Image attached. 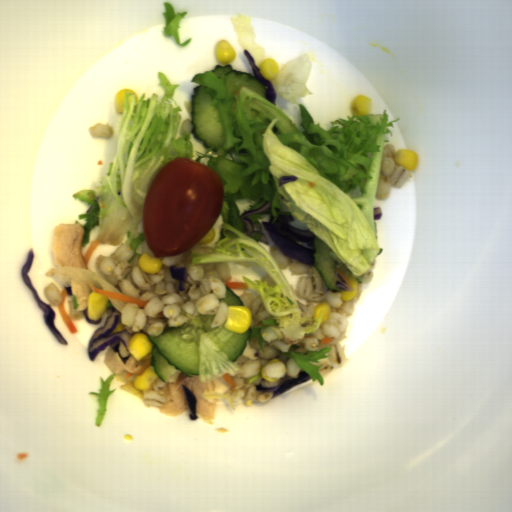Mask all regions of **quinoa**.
I'll use <instances>...</instances> for the list:
<instances>
[{
    "label": "quinoa",
    "mask_w": 512,
    "mask_h": 512,
    "mask_svg": "<svg viewBox=\"0 0 512 512\" xmlns=\"http://www.w3.org/2000/svg\"><path fill=\"white\" fill-rule=\"evenodd\" d=\"M134 249L121 244L109 256H99L97 268L106 281L120 287L121 293L148 301L143 308L126 302L120 311L121 324L129 334L140 331L159 337L166 326L185 325L190 315H215L210 329L227 322V285L232 281L228 262L214 263L213 268L184 261L187 251L177 256L161 258V268L155 274L143 272L134 265ZM132 259V260H131ZM131 260L130 263H128ZM220 299H222L220 301Z\"/></svg>",
    "instance_id": "obj_1"
},
{
    "label": "quinoa",
    "mask_w": 512,
    "mask_h": 512,
    "mask_svg": "<svg viewBox=\"0 0 512 512\" xmlns=\"http://www.w3.org/2000/svg\"><path fill=\"white\" fill-rule=\"evenodd\" d=\"M270 255L274 258L280 270L288 268L290 275L306 274L298 277L295 284V295L305 300L306 304L296 301L301 310V317L308 315L314 319L315 307L321 302L327 301L330 305L328 318L323 321L313 333H304L303 341L297 344H287L283 339H272L269 343L263 340V348L258 343L259 337L247 340L246 347L242 352V357L248 360L237 364L244 373H238L236 376L228 374L234 387L226 391L232 403L239 401V391H243L241 400H257L268 402L274 395L272 392H258L255 386L261 385L265 388H275L280 382L290 378L299 377L301 368L296 364L294 358H288L283 353L294 351L296 353H305L306 351H319L324 347H331V351L325 353L331 363L338 367L347 366L350 359L345 355V346L340 344L342 340L348 339L349 319L354 314L357 301L362 294L363 285L372 282L375 275L377 257L371 264L370 269L362 276H355L357 281L356 294L350 301H342L343 291H329L318 268L291 258L282 253L276 245H271ZM332 343L321 344V338H332ZM280 359L286 367V375L277 382H268L261 378L260 370L272 358ZM259 373V378L253 384H246L245 381Z\"/></svg>",
    "instance_id": "obj_2"
},
{
    "label": "quinoa",
    "mask_w": 512,
    "mask_h": 512,
    "mask_svg": "<svg viewBox=\"0 0 512 512\" xmlns=\"http://www.w3.org/2000/svg\"><path fill=\"white\" fill-rule=\"evenodd\" d=\"M397 149L392 143H387L383 149L382 165L375 193L376 200L386 201L390 196L391 187L402 188L409 178H412V171L396 164L395 155Z\"/></svg>",
    "instance_id": "obj_3"
},
{
    "label": "quinoa",
    "mask_w": 512,
    "mask_h": 512,
    "mask_svg": "<svg viewBox=\"0 0 512 512\" xmlns=\"http://www.w3.org/2000/svg\"><path fill=\"white\" fill-rule=\"evenodd\" d=\"M238 297L242 300L243 306H246L251 310V328L252 326L258 328L259 325L266 327L267 325L263 323V320H269V317L272 320H275L273 316L266 311L261 294H258L257 297H255L253 293L246 292Z\"/></svg>",
    "instance_id": "obj_4"
},
{
    "label": "quinoa",
    "mask_w": 512,
    "mask_h": 512,
    "mask_svg": "<svg viewBox=\"0 0 512 512\" xmlns=\"http://www.w3.org/2000/svg\"><path fill=\"white\" fill-rule=\"evenodd\" d=\"M181 371H176L174 374L168 377L166 381H163L159 377L151 383L149 389L142 390V400L145 406H157L161 407L166 405L167 399L158 394L160 388H164L168 383H175L180 377Z\"/></svg>",
    "instance_id": "obj_5"
},
{
    "label": "quinoa",
    "mask_w": 512,
    "mask_h": 512,
    "mask_svg": "<svg viewBox=\"0 0 512 512\" xmlns=\"http://www.w3.org/2000/svg\"><path fill=\"white\" fill-rule=\"evenodd\" d=\"M88 131L91 138L104 137L106 139H109L114 135L112 126L106 123L93 124L89 127Z\"/></svg>",
    "instance_id": "obj_6"
},
{
    "label": "quinoa",
    "mask_w": 512,
    "mask_h": 512,
    "mask_svg": "<svg viewBox=\"0 0 512 512\" xmlns=\"http://www.w3.org/2000/svg\"><path fill=\"white\" fill-rule=\"evenodd\" d=\"M43 293L47 300L54 306H59L62 301V293L58 286L53 282L46 285L43 289Z\"/></svg>",
    "instance_id": "obj_7"
},
{
    "label": "quinoa",
    "mask_w": 512,
    "mask_h": 512,
    "mask_svg": "<svg viewBox=\"0 0 512 512\" xmlns=\"http://www.w3.org/2000/svg\"><path fill=\"white\" fill-rule=\"evenodd\" d=\"M264 374L270 379H282L286 375L284 363H274L265 366Z\"/></svg>",
    "instance_id": "obj_8"
},
{
    "label": "quinoa",
    "mask_w": 512,
    "mask_h": 512,
    "mask_svg": "<svg viewBox=\"0 0 512 512\" xmlns=\"http://www.w3.org/2000/svg\"><path fill=\"white\" fill-rule=\"evenodd\" d=\"M319 365H322L320 368H318V373L323 377L327 374H329L330 372L333 371L334 369V366H332L329 362H322V363H319V364H315V366H319Z\"/></svg>",
    "instance_id": "obj_9"
},
{
    "label": "quinoa",
    "mask_w": 512,
    "mask_h": 512,
    "mask_svg": "<svg viewBox=\"0 0 512 512\" xmlns=\"http://www.w3.org/2000/svg\"><path fill=\"white\" fill-rule=\"evenodd\" d=\"M191 121L192 119H185L184 121H182V124H181V136L183 134V130L189 134V135H192V124H191Z\"/></svg>",
    "instance_id": "obj_10"
},
{
    "label": "quinoa",
    "mask_w": 512,
    "mask_h": 512,
    "mask_svg": "<svg viewBox=\"0 0 512 512\" xmlns=\"http://www.w3.org/2000/svg\"><path fill=\"white\" fill-rule=\"evenodd\" d=\"M264 280H266V282H267V284H268L269 286H276V283L274 282V280L271 278V276H270L269 274H268V275H266V276H264V277L261 279V281H263V282H264Z\"/></svg>",
    "instance_id": "obj_11"
}]
</instances>
